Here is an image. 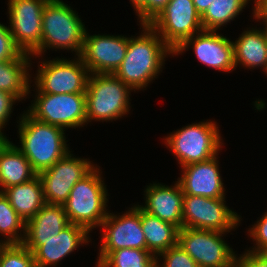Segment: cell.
<instances>
[{"mask_svg": "<svg viewBox=\"0 0 267 267\" xmlns=\"http://www.w3.org/2000/svg\"><path fill=\"white\" fill-rule=\"evenodd\" d=\"M224 198L183 196V227L231 232L240 223L239 215L226 206ZM231 230V231H230Z\"/></svg>", "mask_w": 267, "mask_h": 267, "instance_id": "8fae6325", "label": "cell"}, {"mask_svg": "<svg viewBox=\"0 0 267 267\" xmlns=\"http://www.w3.org/2000/svg\"><path fill=\"white\" fill-rule=\"evenodd\" d=\"M27 112L39 121L63 129L84 127L87 123L85 93H37Z\"/></svg>", "mask_w": 267, "mask_h": 267, "instance_id": "52a82bcc", "label": "cell"}, {"mask_svg": "<svg viewBox=\"0 0 267 267\" xmlns=\"http://www.w3.org/2000/svg\"><path fill=\"white\" fill-rule=\"evenodd\" d=\"M233 45L235 67L238 64L249 69L261 67L267 72V37L263 30H246Z\"/></svg>", "mask_w": 267, "mask_h": 267, "instance_id": "44dd1931", "label": "cell"}, {"mask_svg": "<svg viewBox=\"0 0 267 267\" xmlns=\"http://www.w3.org/2000/svg\"><path fill=\"white\" fill-rule=\"evenodd\" d=\"M36 175L28 159L6 138L0 145V192L27 182Z\"/></svg>", "mask_w": 267, "mask_h": 267, "instance_id": "ffe728a7", "label": "cell"}, {"mask_svg": "<svg viewBox=\"0 0 267 267\" xmlns=\"http://www.w3.org/2000/svg\"><path fill=\"white\" fill-rule=\"evenodd\" d=\"M19 100L15 95L0 90V132L7 125L8 119L11 117L12 106Z\"/></svg>", "mask_w": 267, "mask_h": 267, "instance_id": "d6a6232c", "label": "cell"}, {"mask_svg": "<svg viewBox=\"0 0 267 267\" xmlns=\"http://www.w3.org/2000/svg\"><path fill=\"white\" fill-rule=\"evenodd\" d=\"M31 54L22 53L17 59L0 62V90L15 95L19 100L30 94ZM29 68V69H28Z\"/></svg>", "mask_w": 267, "mask_h": 267, "instance_id": "d4e9b609", "label": "cell"}, {"mask_svg": "<svg viewBox=\"0 0 267 267\" xmlns=\"http://www.w3.org/2000/svg\"><path fill=\"white\" fill-rule=\"evenodd\" d=\"M169 0L145 1V24H149L160 11L168 4Z\"/></svg>", "mask_w": 267, "mask_h": 267, "instance_id": "e575fe53", "label": "cell"}, {"mask_svg": "<svg viewBox=\"0 0 267 267\" xmlns=\"http://www.w3.org/2000/svg\"><path fill=\"white\" fill-rule=\"evenodd\" d=\"M102 241L97 265L111 252L123 248L147 250L146 239L141 227V207L135 205L122 215L108 213L101 223Z\"/></svg>", "mask_w": 267, "mask_h": 267, "instance_id": "7c38bea8", "label": "cell"}, {"mask_svg": "<svg viewBox=\"0 0 267 267\" xmlns=\"http://www.w3.org/2000/svg\"><path fill=\"white\" fill-rule=\"evenodd\" d=\"M251 0H214L201 15L203 30L217 31L236 18Z\"/></svg>", "mask_w": 267, "mask_h": 267, "instance_id": "484cf974", "label": "cell"}, {"mask_svg": "<svg viewBox=\"0 0 267 267\" xmlns=\"http://www.w3.org/2000/svg\"><path fill=\"white\" fill-rule=\"evenodd\" d=\"M145 1L146 0H130L132 6L134 7L137 15L139 16V23L145 24Z\"/></svg>", "mask_w": 267, "mask_h": 267, "instance_id": "8d00e7d4", "label": "cell"}, {"mask_svg": "<svg viewBox=\"0 0 267 267\" xmlns=\"http://www.w3.org/2000/svg\"><path fill=\"white\" fill-rule=\"evenodd\" d=\"M217 155L209 160L181 167L183 173L178 178L184 195L208 198H224L225 188L219 171Z\"/></svg>", "mask_w": 267, "mask_h": 267, "instance_id": "ac0fdd59", "label": "cell"}, {"mask_svg": "<svg viewBox=\"0 0 267 267\" xmlns=\"http://www.w3.org/2000/svg\"><path fill=\"white\" fill-rule=\"evenodd\" d=\"M3 193L25 222L30 220L46 203L38 174L27 182L6 188Z\"/></svg>", "mask_w": 267, "mask_h": 267, "instance_id": "603a6c76", "label": "cell"}, {"mask_svg": "<svg viewBox=\"0 0 267 267\" xmlns=\"http://www.w3.org/2000/svg\"><path fill=\"white\" fill-rule=\"evenodd\" d=\"M255 19H257V21L258 20H263L262 22H264V24H265V28H263L262 30L264 31V34L266 35V37H267V17H254Z\"/></svg>", "mask_w": 267, "mask_h": 267, "instance_id": "f35d334b", "label": "cell"}, {"mask_svg": "<svg viewBox=\"0 0 267 267\" xmlns=\"http://www.w3.org/2000/svg\"><path fill=\"white\" fill-rule=\"evenodd\" d=\"M156 256L148 250L123 248L111 251L97 267H155Z\"/></svg>", "mask_w": 267, "mask_h": 267, "instance_id": "83f0119b", "label": "cell"}, {"mask_svg": "<svg viewBox=\"0 0 267 267\" xmlns=\"http://www.w3.org/2000/svg\"><path fill=\"white\" fill-rule=\"evenodd\" d=\"M26 113V114H25ZM19 119L18 133L23 153L38 174L52 167L70 150L67 146L64 129L39 121L32 117L27 110Z\"/></svg>", "mask_w": 267, "mask_h": 267, "instance_id": "7a4b0ae2", "label": "cell"}, {"mask_svg": "<svg viewBox=\"0 0 267 267\" xmlns=\"http://www.w3.org/2000/svg\"><path fill=\"white\" fill-rule=\"evenodd\" d=\"M22 53L14 42L9 26L0 23V62L17 59Z\"/></svg>", "mask_w": 267, "mask_h": 267, "instance_id": "4dcf8cb0", "label": "cell"}, {"mask_svg": "<svg viewBox=\"0 0 267 267\" xmlns=\"http://www.w3.org/2000/svg\"><path fill=\"white\" fill-rule=\"evenodd\" d=\"M253 17H267V0H254Z\"/></svg>", "mask_w": 267, "mask_h": 267, "instance_id": "d590c367", "label": "cell"}, {"mask_svg": "<svg viewBox=\"0 0 267 267\" xmlns=\"http://www.w3.org/2000/svg\"><path fill=\"white\" fill-rule=\"evenodd\" d=\"M195 37V38H194ZM193 46L197 59L219 71L231 72L235 67L233 41L216 31L203 30L186 39L175 51L179 55Z\"/></svg>", "mask_w": 267, "mask_h": 267, "instance_id": "e0dca14e", "label": "cell"}, {"mask_svg": "<svg viewBox=\"0 0 267 267\" xmlns=\"http://www.w3.org/2000/svg\"><path fill=\"white\" fill-rule=\"evenodd\" d=\"M197 12L202 15L214 0H192Z\"/></svg>", "mask_w": 267, "mask_h": 267, "instance_id": "74e56055", "label": "cell"}, {"mask_svg": "<svg viewBox=\"0 0 267 267\" xmlns=\"http://www.w3.org/2000/svg\"><path fill=\"white\" fill-rule=\"evenodd\" d=\"M132 89L114 74H89L86 97L87 122L113 121L129 112Z\"/></svg>", "mask_w": 267, "mask_h": 267, "instance_id": "5b68a950", "label": "cell"}, {"mask_svg": "<svg viewBox=\"0 0 267 267\" xmlns=\"http://www.w3.org/2000/svg\"><path fill=\"white\" fill-rule=\"evenodd\" d=\"M70 224L63 205L45 203L26 222L24 239H50Z\"/></svg>", "mask_w": 267, "mask_h": 267, "instance_id": "7402d4cb", "label": "cell"}, {"mask_svg": "<svg viewBox=\"0 0 267 267\" xmlns=\"http://www.w3.org/2000/svg\"><path fill=\"white\" fill-rule=\"evenodd\" d=\"M85 32L84 23L71 6L62 0H49L43 9L41 45L31 55L42 58L46 48H57L74 51L78 57Z\"/></svg>", "mask_w": 267, "mask_h": 267, "instance_id": "3957f363", "label": "cell"}, {"mask_svg": "<svg viewBox=\"0 0 267 267\" xmlns=\"http://www.w3.org/2000/svg\"><path fill=\"white\" fill-rule=\"evenodd\" d=\"M89 231L83 226L70 223L50 239H24L23 244L33 252L35 267L56 266L79 245L91 240Z\"/></svg>", "mask_w": 267, "mask_h": 267, "instance_id": "2e32d148", "label": "cell"}, {"mask_svg": "<svg viewBox=\"0 0 267 267\" xmlns=\"http://www.w3.org/2000/svg\"><path fill=\"white\" fill-rule=\"evenodd\" d=\"M149 25L173 52L186 39L203 31L201 15L192 0H169Z\"/></svg>", "mask_w": 267, "mask_h": 267, "instance_id": "ba28073f", "label": "cell"}, {"mask_svg": "<svg viewBox=\"0 0 267 267\" xmlns=\"http://www.w3.org/2000/svg\"><path fill=\"white\" fill-rule=\"evenodd\" d=\"M99 169L96 165L88 175L78 181L63 204L69 222L83 226L89 232L101 226L108 215V193Z\"/></svg>", "mask_w": 267, "mask_h": 267, "instance_id": "277c9868", "label": "cell"}, {"mask_svg": "<svg viewBox=\"0 0 267 267\" xmlns=\"http://www.w3.org/2000/svg\"><path fill=\"white\" fill-rule=\"evenodd\" d=\"M26 222L11 206L9 199L0 192V234L4 236L3 244H21L25 238ZM20 230V233H19ZM23 232V234L21 233Z\"/></svg>", "mask_w": 267, "mask_h": 267, "instance_id": "4316f807", "label": "cell"}, {"mask_svg": "<svg viewBox=\"0 0 267 267\" xmlns=\"http://www.w3.org/2000/svg\"><path fill=\"white\" fill-rule=\"evenodd\" d=\"M141 27V35L128 37L126 56L113 73L134 91L146 88L162 72L165 58L170 54L174 56L149 24H141Z\"/></svg>", "mask_w": 267, "mask_h": 267, "instance_id": "6da1fadb", "label": "cell"}, {"mask_svg": "<svg viewBox=\"0 0 267 267\" xmlns=\"http://www.w3.org/2000/svg\"><path fill=\"white\" fill-rule=\"evenodd\" d=\"M89 74L79 56L74 60H45L38 66L37 76L34 77L35 90L36 93L47 94L85 93Z\"/></svg>", "mask_w": 267, "mask_h": 267, "instance_id": "30bf717a", "label": "cell"}, {"mask_svg": "<svg viewBox=\"0 0 267 267\" xmlns=\"http://www.w3.org/2000/svg\"><path fill=\"white\" fill-rule=\"evenodd\" d=\"M49 0H9V30L15 44L24 53L32 54L42 39L43 9Z\"/></svg>", "mask_w": 267, "mask_h": 267, "instance_id": "5bb4252c", "label": "cell"}, {"mask_svg": "<svg viewBox=\"0 0 267 267\" xmlns=\"http://www.w3.org/2000/svg\"><path fill=\"white\" fill-rule=\"evenodd\" d=\"M141 227L146 239L147 250L156 257L178 244L180 229L169 222L162 221L157 216L145 212L142 208Z\"/></svg>", "mask_w": 267, "mask_h": 267, "instance_id": "cb8c5ba5", "label": "cell"}, {"mask_svg": "<svg viewBox=\"0 0 267 267\" xmlns=\"http://www.w3.org/2000/svg\"><path fill=\"white\" fill-rule=\"evenodd\" d=\"M216 122H199L182 127L165 138L181 167L209 160L218 155L222 139Z\"/></svg>", "mask_w": 267, "mask_h": 267, "instance_id": "8992f818", "label": "cell"}, {"mask_svg": "<svg viewBox=\"0 0 267 267\" xmlns=\"http://www.w3.org/2000/svg\"><path fill=\"white\" fill-rule=\"evenodd\" d=\"M174 186L153 183L145 189V206L140 207L147 213L169 222L179 229L183 228L182 206L183 191L178 181Z\"/></svg>", "mask_w": 267, "mask_h": 267, "instance_id": "d6986e66", "label": "cell"}, {"mask_svg": "<svg viewBox=\"0 0 267 267\" xmlns=\"http://www.w3.org/2000/svg\"><path fill=\"white\" fill-rule=\"evenodd\" d=\"M128 48V37L122 35H84L80 58L90 74H113L122 64Z\"/></svg>", "mask_w": 267, "mask_h": 267, "instance_id": "9a60e30c", "label": "cell"}, {"mask_svg": "<svg viewBox=\"0 0 267 267\" xmlns=\"http://www.w3.org/2000/svg\"><path fill=\"white\" fill-rule=\"evenodd\" d=\"M225 233L183 227L179 230L178 245L195 260L198 267H236L237 255L223 240Z\"/></svg>", "mask_w": 267, "mask_h": 267, "instance_id": "9c48e42d", "label": "cell"}, {"mask_svg": "<svg viewBox=\"0 0 267 267\" xmlns=\"http://www.w3.org/2000/svg\"><path fill=\"white\" fill-rule=\"evenodd\" d=\"M252 228L248 230L250 238L255 241V246L252 248V252L267 253V212L262 215V218L258 220Z\"/></svg>", "mask_w": 267, "mask_h": 267, "instance_id": "1f68e13d", "label": "cell"}, {"mask_svg": "<svg viewBox=\"0 0 267 267\" xmlns=\"http://www.w3.org/2000/svg\"><path fill=\"white\" fill-rule=\"evenodd\" d=\"M70 152L52 167L38 173L48 204L63 205L74 185L96 167L89 159L75 158Z\"/></svg>", "mask_w": 267, "mask_h": 267, "instance_id": "4fadbf2b", "label": "cell"}, {"mask_svg": "<svg viewBox=\"0 0 267 267\" xmlns=\"http://www.w3.org/2000/svg\"><path fill=\"white\" fill-rule=\"evenodd\" d=\"M162 256L163 263L158 262ZM155 258V267H198L195 260L178 244L167 249Z\"/></svg>", "mask_w": 267, "mask_h": 267, "instance_id": "f546056e", "label": "cell"}, {"mask_svg": "<svg viewBox=\"0 0 267 267\" xmlns=\"http://www.w3.org/2000/svg\"><path fill=\"white\" fill-rule=\"evenodd\" d=\"M236 267H267V253H256L247 250L237 256Z\"/></svg>", "mask_w": 267, "mask_h": 267, "instance_id": "836d02e7", "label": "cell"}, {"mask_svg": "<svg viewBox=\"0 0 267 267\" xmlns=\"http://www.w3.org/2000/svg\"><path fill=\"white\" fill-rule=\"evenodd\" d=\"M7 137L2 133L0 132V145L3 143V141L6 139Z\"/></svg>", "mask_w": 267, "mask_h": 267, "instance_id": "ab89813d", "label": "cell"}, {"mask_svg": "<svg viewBox=\"0 0 267 267\" xmlns=\"http://www.w3.org/2000/svg\"><path fill=\"white\" fill-rule=\"evenodd\" d=\"M0 267H35L34 255L23 243L0 247Z\"/></svg>", "mask_w": 267, "mask_h": 267, "instance_id": "f1b7e54d", "label": "cell"}]
</instances>
